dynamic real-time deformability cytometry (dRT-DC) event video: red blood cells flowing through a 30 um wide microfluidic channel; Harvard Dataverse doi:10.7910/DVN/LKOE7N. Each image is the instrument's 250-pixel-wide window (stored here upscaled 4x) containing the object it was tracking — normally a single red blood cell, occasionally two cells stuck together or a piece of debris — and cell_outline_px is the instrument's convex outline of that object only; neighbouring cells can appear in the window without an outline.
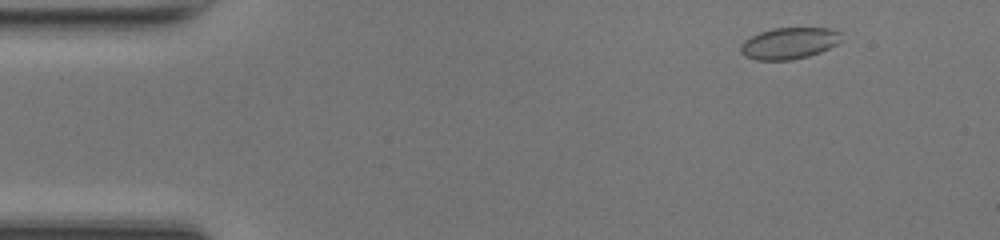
{"species": "common noctule bat (a hibernating species)", "species_latin": "Nyctalus noctula", "temperature_condition": "room temperature", "stored_images_in_passage": 47, "camera_frame_rate_fps": 3000, "um_per_image_px": 0.085, "animal": {"sex": "female", "body_mass_g": 17.0, "forearm_length_mm": 48.0}, "frame": {"image": 1, "passage_image": 3, "time_ms": 0.667, "image_size_px": [1000, 240], "cell_outline_px": [[840, 40], [836, 44], [820, 52], [808, 56], [792, 60], [756, 60], [744, 56], [740, 52], [740, 44], [744, 40], [760, 32], [772, 28], [828, 28], [840, 32]], "centroid_in_image_um": [67.03, 3.68], "position_along_channel_um": 18.0, "area_um2": 18.44}}
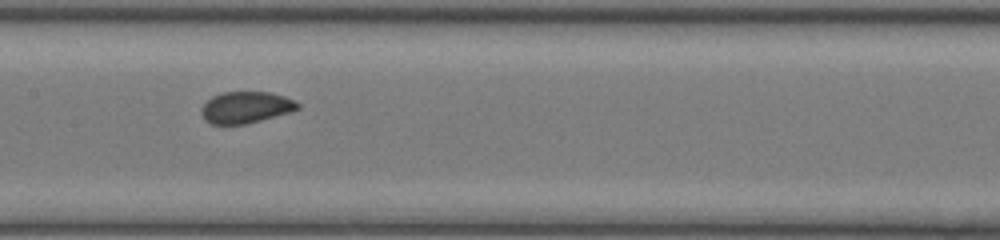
{"frame": {"image": 2, "passage_image": 22, "time_ms": 7.0, "image_size_px": [1000, 240], "cell_outline_px": [[300, 108], [292, 112], [248, 124], [208, 124], [204, 120], [200, 112], [200, 108], [212, 96], [220, 92], [272, 92], [296, 100], [300, 104]], "centroid_in_image_um": [20.91, 9.13], "position_along_channel_um": 186.5, "area_um2": 18.15}}
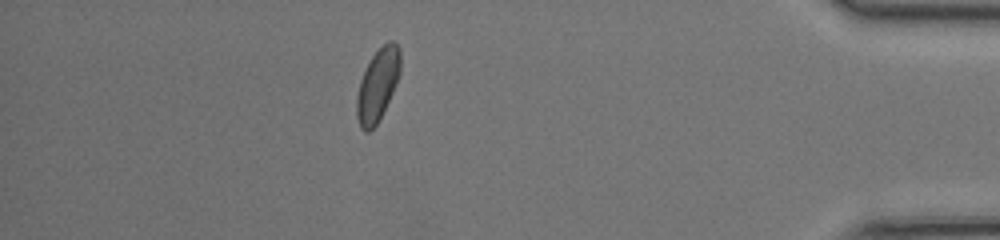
{"frame": {"image": 3, "passage_image": 41, "time_ms": 13.333, "image_size_px": [1000, 240], "cell_outline_px": [[400, 72], [396, 84], [376, 124], [368, 132], [364, 132], [360, 128], [356, 116], [356, 96], [360, 80], [372, 56], [388, 40], [392, 40], [400, 48]], "centroid_in_image_um": [32.08, 7.22], "position_along_channel_um": 403.1, "area_um2": 18.09}, "authors_computed_cell_mechanics": {"area_um2": 18.0914, "velocity_mm_per_s": 4.1969, "shape_relaxation_time_tau1_ms": 3.9666, "shape_relaxation_time_tau2_ms": null, "deformation_change_tau1": 0.0893, "deformation_change_tau2": null}}